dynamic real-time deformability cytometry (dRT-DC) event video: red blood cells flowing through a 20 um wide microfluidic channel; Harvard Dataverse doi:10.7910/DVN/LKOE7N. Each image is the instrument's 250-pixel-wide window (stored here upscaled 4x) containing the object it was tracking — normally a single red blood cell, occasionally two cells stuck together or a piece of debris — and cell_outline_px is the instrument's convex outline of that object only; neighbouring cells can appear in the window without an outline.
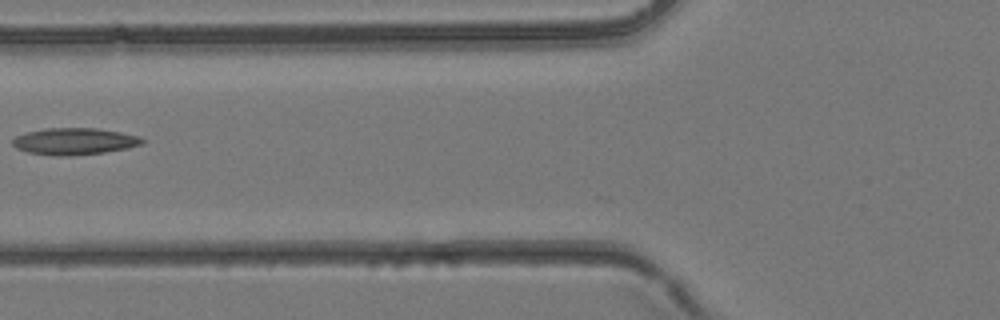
{"species": "common noctule bat (a hibernating species)", "species_latin": "Nyctalus noctula", "temperature_condition": "room temperature", "stored_images_in_passage": 5, "camera_frame_rate_fps": 3000, "um_per_image_px": 0.085, "animal": {"sex": "female", "body_mass_g": 24.6, "forearm_length_mm": 56.2}, "frame": {"image": 1, "passage_image": 5, "time_ms": 1.333, "image_size_px": [1000, 320], "cell_outline_px": [[144, 144], [128, 148], [104, 152], [68, 156], [56, 156], [28, 152], [16, 148], [12, 144], [12, 140], [16, 136], [28, 132], [44, 128], [96, 128], [120, 132], [140, 136], [144, 140]], "centroid_in_image_um": [6.34, 12.01], "position_along_channel_um": 119.5, "area_um2": 20.23}}